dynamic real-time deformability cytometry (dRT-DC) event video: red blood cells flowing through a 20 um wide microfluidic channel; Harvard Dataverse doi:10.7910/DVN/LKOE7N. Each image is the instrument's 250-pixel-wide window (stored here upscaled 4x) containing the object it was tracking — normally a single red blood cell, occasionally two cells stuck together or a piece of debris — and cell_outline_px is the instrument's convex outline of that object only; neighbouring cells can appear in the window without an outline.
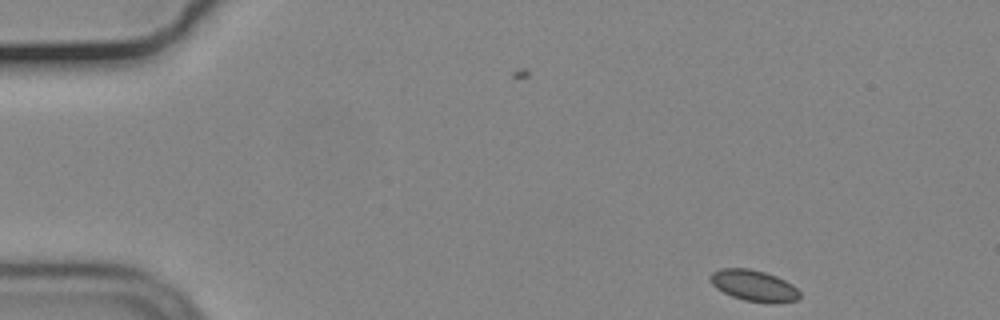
{"species": "common noctule bat (a hibernating species)", "species_latin": "Nyctalus noctula", "temperature_condition": "cold", "stored_images_in_passage": 52, "camera_frame_rate_fps": 3000, "um_per_image_px": 0.085, "animal": {"sex": "male", "body_mass_g": 19.2, "forearm_length_mm": 51.8}, "frame": {"image": 1, "passage_image": 1, "time_ms": 0.0, "image_size_px": [1000, 320], "cell_outline_px": [[800, 296], [796, 300], [772, 304], [744, 300], [732, 296], [716, 288], [712, 284], [708, 276], [712, 272], [720, 268], [748, 268], [764, 272], [776, 276], [792, 284], [800, 292]], "centroid_in_image_um": [64.06, 24.28], "position_along_channel_um": 20.9, "area_um2": 16.3}}
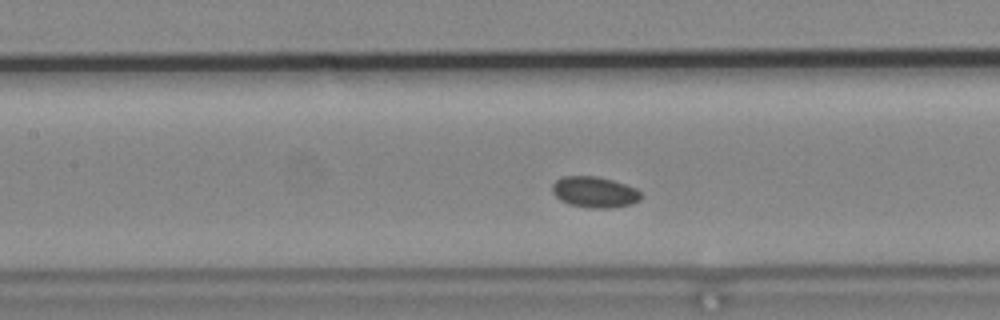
{"frame": {"image": 2, "passage_image": 20, "time_ms": 6.333, "image_size_px": [1000, 320], "cell_outline_px": [[640, 200], [632, 204], [608, 208], [588, 208], [568, 204], [560, 200], [552, 192], [552, 184], [556, 180], [564, 176], [596, 176], [612, 180], [636, 188], [640, 192]], "centroid_in_image_um": [50.51, 16.33], "position_along_channel_um": 156.9, "area_um2": 16.01}}
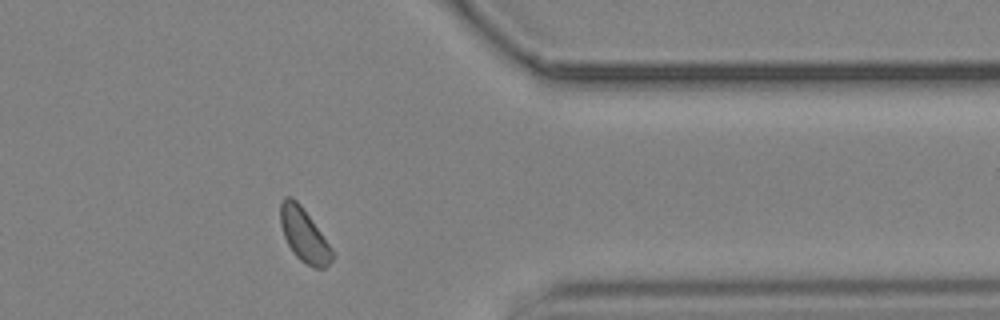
{"frame": {"image": 3, "passage_image": 40, "time_ms": 13.0, "image_size_px": [1000, 320], "cell_outline_px": [[332, 260], [324, 268], [316, 268], [300, 260], [292, 252], [284, 236], [280, 224], [280, 204], [284, 196], [292, 196], [300, 204], [332, 248]], "centroid_in_image_um": [25.81, 19.95], "position_along_channel_um": 385.6, "area_um2": 15.9}}